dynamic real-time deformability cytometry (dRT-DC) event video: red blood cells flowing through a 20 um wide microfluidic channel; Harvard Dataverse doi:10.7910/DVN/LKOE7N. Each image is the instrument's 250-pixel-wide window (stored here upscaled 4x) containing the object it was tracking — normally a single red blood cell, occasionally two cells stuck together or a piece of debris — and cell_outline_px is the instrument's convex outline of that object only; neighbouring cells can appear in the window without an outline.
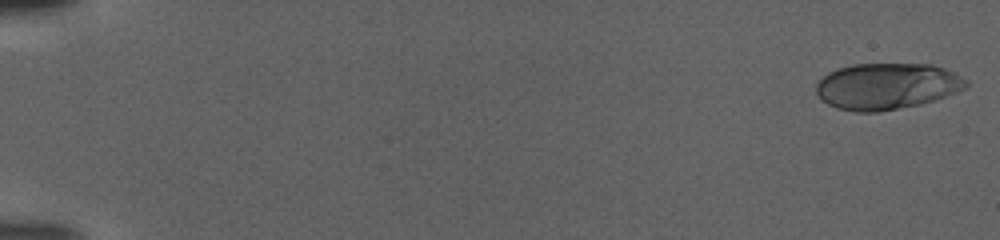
{"species": "human", "species_latin": "Homo sapiens", "temperature_condition": "warm", "stored_images_in_passage": 105, "camera_frame_rate_fps": 3000, "um_per_image_px": 0.085, "donor": {"sex": "female"}, "frame": {"image": 1, "passage_image": 2, "time_ms": 0.333, "image_size_px": [1000, 240], "cell_outline_px": [[968, 84], [964, 88], [956, 92], [920, 104], [876, 112], [856, 112], [836, 108], [828, 104], [816, 92], [816, 84], [828, 72], [836, 68], [852, 64], [932, 64], [944, 68], [968, 80]], "centroid_in_image_um": [75.36, 7.32], "position_along_channel_um": 9.6, "area_um2": 40.23}}
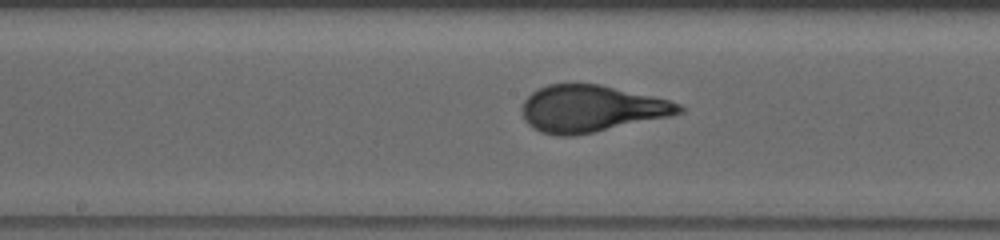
{"frame": {"image": 2, "passage_image": 58, "time_ms": 19.0, "image_size_px": [1000, 240], "cell_outline_px": [[684, 112], [668, 116], [576, 136], [556, 136], [540, 132], [532, 128], [524, 120], [520, 108], [524, 100], [532, 92], [548, 84], [600, 84], [668, 100], [680, 104], [684, 108]], "centroid_in_image_um": [50.19, 9.25], "position_along_channel_um": 198.0, "area_um2": 42.66}}
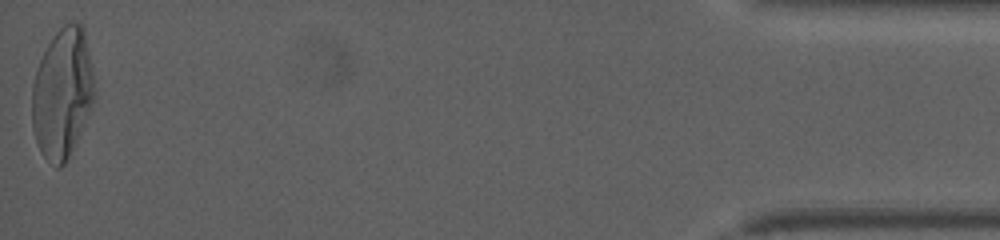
{"frame": {"image": 3, "passage_image": 105, "time_ms": 34.667, "image_size_px": [1000, 240], "cell_outline_px": [[96, 92], [80, 132], [68, 160], [60, 168], [56, 168], [40, 152], [32, 128], [32, 84], [40, 60], [52, 36], [64, 24], [80, 24], [84, 28]], "centroid_in_image_um": [5.29, 7.95], "position_along_channel_um": 429.9, "area_um2": 46.88}}